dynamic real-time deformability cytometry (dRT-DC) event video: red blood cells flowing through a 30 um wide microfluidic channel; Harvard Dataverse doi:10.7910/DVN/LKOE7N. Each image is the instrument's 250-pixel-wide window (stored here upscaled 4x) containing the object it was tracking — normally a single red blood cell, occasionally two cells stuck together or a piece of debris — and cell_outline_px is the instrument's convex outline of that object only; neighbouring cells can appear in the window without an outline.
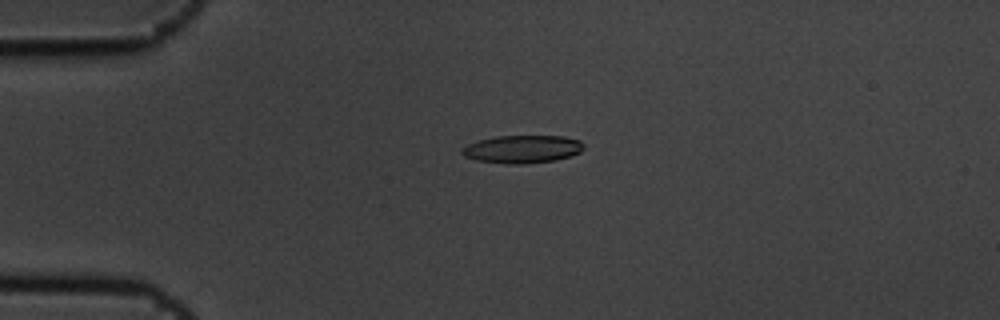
{"species": "common noctule bat (a hibernating species)", "species_latin": "Nyctalus noctula", "temperature_condition": "cold", "stored_images_in_passage": 5, "camera_frame_rate_fps": 3000, "um_per_image_px": 0.085, "animal": {"sex": "male", "body_mass_g": 19.5, "forearm_length_mm": 54.6}, "frame": {"image": 1, "passage_image": 3, "time_ms": 0.667, "image_size_px": [1000, 320], "cell_outline_px": [[584, 148], [580, 152], [572, 156], [556, 160], [524, 164], [508, 164], [476, 160], [464, 156], [460, 152], [460, 148], [468, 144], [480, 140], [496, 136], [564, 136], [580, 140], [584, 144]], "centroid_in_image_um": [44.41, 12.68], "position_along_channel_um": 40.6, "area_um2": 19.94}}
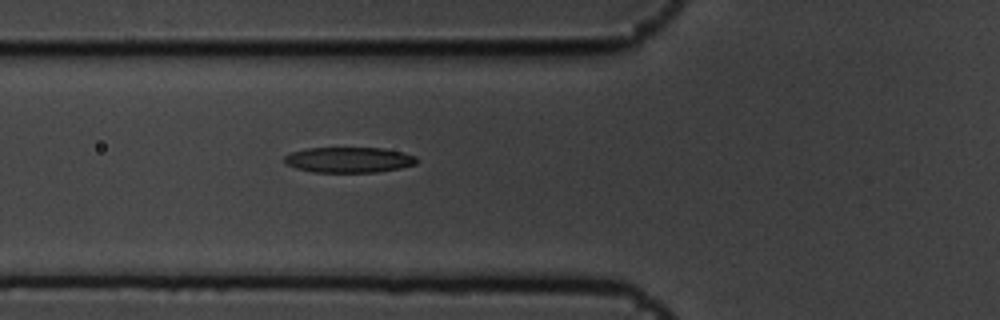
{"frame": {"image": 2, "passage_image": 5, "time_ms": 1.333, "image_size_px": [1000, 320], "cell_outline_px": [[420, 160], [416, 164], [400, 168], [376, 172], [312, 172], [296, 168], [288, 164], [284, 160], [284, 156], [292, 152], [308, 148], [384, 148], [404, 152], [416, 156]], "centroid_in_image_um": [29.71, 13.58], "position_along_channel_um": 96.1, "area_um2": 19.71}}